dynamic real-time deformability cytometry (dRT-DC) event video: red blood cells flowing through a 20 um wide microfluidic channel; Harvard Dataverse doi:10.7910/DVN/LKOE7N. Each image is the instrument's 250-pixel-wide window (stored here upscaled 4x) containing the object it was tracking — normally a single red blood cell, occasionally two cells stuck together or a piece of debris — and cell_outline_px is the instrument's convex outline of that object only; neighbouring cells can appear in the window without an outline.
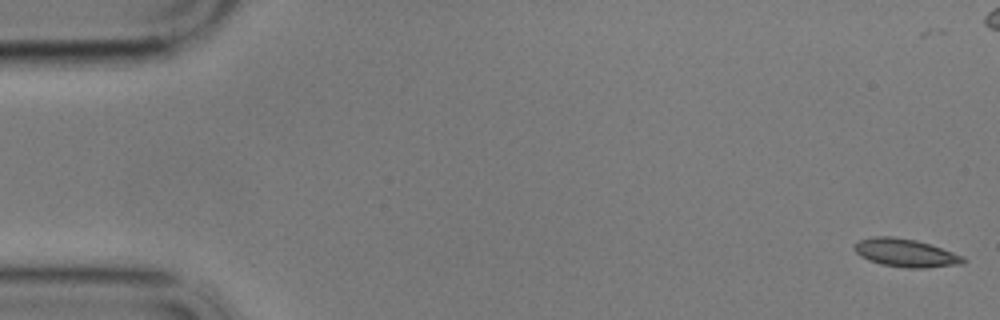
{"species": "common noctule bat (a hibernating species)", "species_latin": "Nyctalus noctula", "temperature_condition": "cold", "stored_images_in_passage": 60, "camera_frame_rate_fps": 3000, "um_per_image_px": 0.085, "animal": {"sex": "male", "body_mass_g": 17.9}, "frame": {"image": 1, "passage_image": 2, "time_ms": 0.333, "image_size_px": [1000, 320], "cell_outline_px": [[968, 260], [964, 264], [924, 268], [904, 268], [880, 264], [868, 260], [860, 256], [856, 252], [856, 244], [860, 240], [872, 236], [892, 236], [916, 240], [964, 256]], "centroid_in_image_um": [77.01, 21.51], "position_along_channel_um": 8.0, "area_um2": 17.8}}
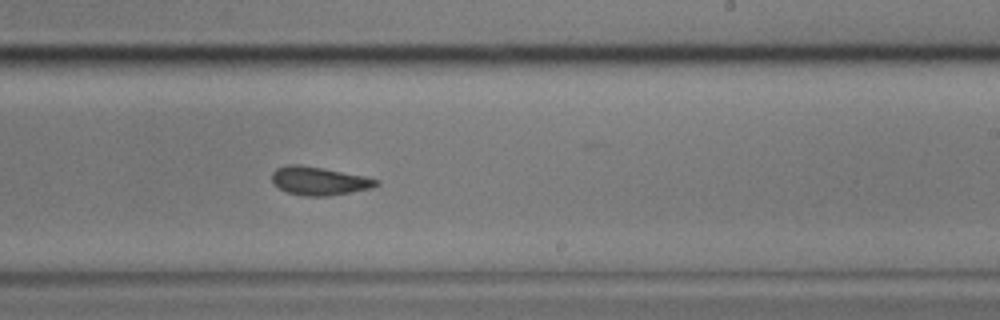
{"frame": {"image": 2, "passage_image": 36, "time_ms": 11.667, "image_size_px": [1000, 320], "cell_outline_px": [[380, 184], [372, 188], [328, 196], [304, 196], [288, 192], [272, 184], [272, 172], [276, 168], [288, 164], [300, 164], [324, 168], [364, 176], [380, 180]], "centroid_in_image_um": [27.11, 15.37], "position_along_channel_um": 261.9, "area_um2": 17.34}}
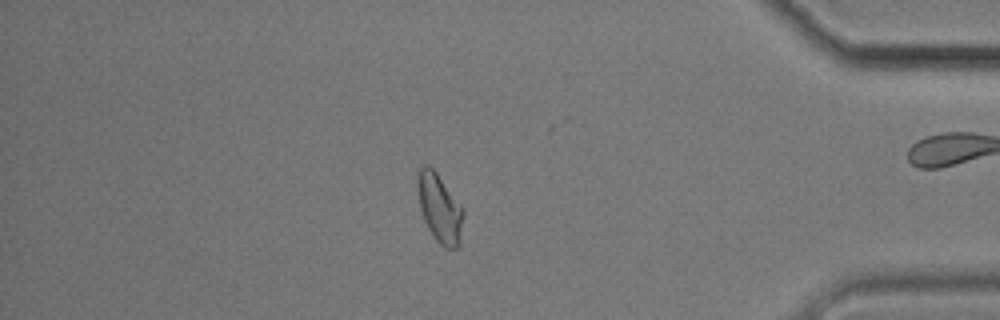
{"frame": {"image": 3, "passage_image": 51, "time_ms": 16.667, "image_size_px": [1000, 320], "cell_outline_px": [[464, 216], [460, 248], [444, 248], [432, 236], [424, 220], [420, 208], [416, 188], [416, 180], [420, 168], [424, 164], [428, 164], [436, 172], [464, 208]], "centroid_in_image_um": [37.38, 17.71], "position_along_channel_um": 397.8, "area_um2": 18.73}, "authors_computed_cell_mechanics": {"area_um2": 17.6001, "velocity_mm_per_s": 3.4109, "shape_relaxation_time_tau1_ms": 3.4772, "shape_relaxation_time_tau2_ms": 1.6291, "deformation_change_tau1": 0.1096, "deformation_change_tau2": 0.0694}}